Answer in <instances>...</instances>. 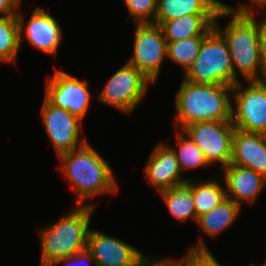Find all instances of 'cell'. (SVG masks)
<instances>
[{
  "label": "cell",
  "instance_id": "25",
  "mask_svg": "<svg viewBox=\"0 0 266 266\" xmlns=\"http://www.w3.org/2000/svg\"><path fill=\"white\" fill-rule=\"evenodd\" d=\"M195 243L190 246L186 256L178 258V266H222L208 249L202 237L198 243Z\"/></svg>",
  "mask_w": 266,
  "mask_h": 266
},
{
  "label": "cell",
  "instance_id": "26",
  "mask_svg": "<svg viewBox=\"0 0 266 266\" xmlns=\"http://www.w3.org/2000/svg\"><path fill=\"white\" fill-rule=\"evenodd\" d=\"M134 24L155 23L157 0H123Z\"/></svg>",
  "mask_w": 266,
  "mask_h": 266
},
{
  "label": "cell",
  "instance_id": "17",
  "mask_svg": "<svg viewBox=\"0 0 266 266\" xmlns=\"http://www.w3.org/2000/svg\"><path fill=\"white\" fill-rule=\"evenodd\" d=\"M218 14H190L169 21H155L160 25L167 42L184 38L205 37L213 28Z\"/></svg>",
  "mask_w": 266,
  "mask_h": 266
},
{
  "label": "cell",
  "instance_id": "18",
  "mask_svg": "<svg viewBox=\"0 0 266 266\" xmlns=\"http://www.w3.org/2000/svg\"><path fill=\"white\" fill-rule=\"evenodd\" d=\"M224 5L219 0H157L155 21H169L190 14H218Z\"/></svg>",
  "mask_w": 266,
  "mask_h": 266
},
{
  "label": "cell",
  "instance_id": "10",
  "mask_svg": "<svg viewBox=\"0 0 266 266\" xmlns=\"http://www.w3.org/2000/svg\"><path fill=\"white\" fill-rule=\"evenodd\" d=\"M89 85L86 79L81 81L68 72L55 69L54 76H47L44 99L83 120L91 102Z\"/></svg>",
  "mask_w": 266,
  "mask_h": 266
},
{
  "label": "cell",
  "instance_id": "31",
  "mask_svg": "<svg viewBox=\"0 0 266 266\" xmlns=\"http://www.w3.org/2000/svg\"><path fill=\"white\" fill-rule=\"evenodd\" d=\"M19 7L13 0H0V17L17 15Z\"/></svg>",
  "mask_w": 266,
  "mask_h": 266
},
{
  "label": "cell",
  "instance_id": "7",
  "mask_svg": "<svg viewBox=\"0 0 266 266\" xmlns=\"http://www.w3.org/2000/svg\"><path fill=\"white\" fill-rule=\"evenodd\" d=\"M247 83L232 87L231 122L236 129L266 135V80Z\"/></svg>",
  "mask_w": 266,
  "mask_h": 266
},
{
  "label": "cell",
  "instance_id": "15",
  "mask_svg": "<svg viewBox=\"0 0 266 266\" xmlns=\"http://www.w3.org/2000/svg\"><path fill=\"white\" fill-rule=\"evenodd\" d=\"M226 198L242 207V203L254 204L266 185V178L252 169L229 164L222 168Z\"/></svg>",
  "mask_w": 266,
  "mask_h": 266
},
{
  "label": "cell",
  "instance_id": "6",
  "mask_svg": "<svg viewBox=\"0 0 266 266\" xmlns=\"http://www.w3.org/2000/svg\"><path fill=\"white\" fill-rule=\"evenodd\" d=\"M151 83L141 71L126 62L109 77L98 99L103 104L131 115L143 101Z\"/></svg>",
  "mask_w": 266,
  "mask_h": 266
},
{
  "label": "cell",
  "instance_id": "27",
  "mask_svg": "<svg viewBox=\"0 0 266 266\" xmlns=\"http://www.w3.org/2000/svg\"><path fill=\"white\" fill-rule=\"evenodd\" d=\"M61 263H65L67 266H83L84 264L90 266L91 263H94L95 265V260L91 257V254L87 250H84L76 255L59 259L53 266L59 265Z\"/></svg>",
  "mask_w": 266,
  "mask_h": 266
},
{
  "label": "cell",
  "instance_id": "32",
  "mask_svg": "<svg viewBox=\"0 0 266 266\" xmlns=\"http://www.w3.org/2000/svg\"><path fill=\"white\" fill-rule=\"evenodd\" d=\"M15 2V4L20 8V6L22 5V1L23 0H13Z\"/></svg>",
  "mask_w": 266,
  "mask_h": 266
},
{
  "label": "cell",
  "instance_id": "28",
  "mask_svg": "<svg viewBox=\"0 0 266 266\" xmlns=\"http://www.w3.org/2000/svg\"><path fill=\"white\" fill-rule=\"evenodd\" d=\"M251 3V4H249ZM249 3L239 4V7L231 6L234 10L244 15H256L255 10H266V0H249ZM255 6V9H254ZM257 7V8H256Z\"/></svg>",
  "mask_w": 266,
  "mask_h": 266
},
{
  "label": "cell",
  "instance_id": "11",
  "mask_svg": "<svg viewBox=\"0 0 266 266\" xmlns=\"http://www.w3.org/2000/svg\"><path fill=\"white\" fill-rule=\"evenodd\" d=\"M42 103L41 120L57 156L87 143L85 138L83 140L79 138L82 125L80 118L49 104L45 99Z\"/></svg>",
  "mask_w": 266,
  "mask_h": 266
},
{
  "label": "cell",
  "instance_id": "9",
  "mask_svg": "<svg viewBox=\"0 0 266 266\" xmlns=\"http://www.w3.org/2000/svg\"><path fill=\"white\" fill-rule=\"evenodd\" d=\"M134 32L133 55L126 62L155 83L167 59V41L162 28L155 23L135 24Z\"/></svg>",
  "mask_w": 266,
  "mask_h": 266
},
{
  "label": "cell",
  "instance_id": "33",
  "mask_svg": "<svg viewBox=\"0 0 266 266\" xmlns=\"http://www.w3.org/2000/svg\"><path fill=\"white\" fill-rule=\"evenodd\" d=\"M264 13V18H262V21H263V24H265L266 25V10L265 11H263Z\"/></svg>",
  "mask_w": 266,
  "mask_h": 266
},
{
  "label": "cell",
  "instance_id": "4",
  "mask_svg": "<svg viewBox=\"0 0 266 266\" xmlns=\"http://www.w3.org/2000/svg\"><path fill=\"white\" fill-rule=\"evenodd\" d=\"M94 208L76 205L57 222L38 230L41 243L40 266H53L59 259L87 249Z\"/></svg>",
  "mask_w": 266,
  "mask_h": 266
},
{
  "label": "cell",
  "instance_id": "22",
  "mask_svg": "<svg viewBox=\"0 0 266 266\" xmlns=\"http://www.w3.org/2000/svg\"><path fill=\"white\" fill-rule=\"evenodd\" d=\"M17 15L0 17V63H16L21 48Z\"/></svg>",
  "mask_w": 266,
  "mask_h": 266
},
{
  "label": "cell",
  "instance_id": "12",
  "mask_svg": "<svg viewBox=\"0 0 266 266\" xmlns=\"http://www.w3.org/2000/svg\"><path fill=\"white\" fill-rule=\"evenodd\" d=\"M31 14L25 25L24 15L18 10L17 21L20 31V43H22L24 31L27 41L34 48L56 57L63 35L60 24L50 13H47L39 6Z\"/></svg>",
  "mask_w": 266,
  "mask_h": 266
},
{
  "label": "cell",
  "instance_id": "24",
  "mask_svg": "<svg viewBox=\"0 0 266 266\" xmlns=\"http://www.w3.org/2000/svg\"><path fill=\"white\" fill-rule=\"evenodd\" d=\"M203 38L192 37L167 42V59L180 65L184 73L197 57Z\"/></svg>",
  "mask_w": 266,
  "mask_h": 266
},
{
  "label": "cell",
  "instance_id": "14",
  "mask_svg": "<svg viewBox=\"0 0 266 266\" xmlns=\"http://www.w3.org/2000/svg\"><path fill=\"white\" fill-rule=\"evenodd\" d=\"M147 182L157 192L185 184L188 179L181 176V170L171 145L163 142L155 145L148 157L144 171Z\"/></svg>",
  "mask_w": 266,
  "mask_h": 266
},
{
  "label": "cell",
  "instance_id": "19",
  "mask_svg": "<svg viewBox=\"0 0 266 266\" xmlns=\"http://www.w3.org/2000/svg\"><path fill=\"white\" fill-rule=\"evenodd\" d=\"M241 208L233 200L225 198L213 210L201 215L197 220V226L202 229L206 236L216 238L235 223L241 213Z\"/></svg>",
  "mask_w": 266,
  "mask_h": 266
},
{
  "label": "cell",
  "instance_id": "8",
  "mask_svg": "<svg viewBox=\"0 0 266 266\" xmlns=\"http://www.w3.org/2000/svg\"><path fill=\"white\" fill-rule=\"evenodd\" d=\"M234 130L231 121L196 122L182 129L202 150L208 163H220V169L231 162Z\"/></svg>",
  "mask_w": 266,
  "mask_h": 266
},
{
  "label": "cell",
  "instance_id": "34",
  "mask_svg": "<svg viewBox=\"0 0 266 266\" xmlns=\"http://www.w3.org/2000/svg\"><path fill=\"white\" fill-rule=\"evenodd\" d=\"M248 266H256V265H254L253 263L251 264H249ZM257 266H265L264 264L263 265H257Z\"/></svg>",
  "mask_w": 266,
  "mask_h": 266
},
{
  "label": "cell",
  "instance_id": "29",
  "mask_svg": "<svg viewBox=\"0 0 266 266\" xmlns=\"http://www.w3.org/2000/svg\"><path fill=\"white\" fill-rule=\"evenodd\" d=\"M159 256L152 259V257L143 256L137 266H178V260L171 258L157 259Z\"/></svg>",
  "mask_w": 266,
  "mask_h": 266
},
{
  "label": "cell",
  "instance_id": "2",
  "mask_svg": "<svg viewBox=\"0 0 266 266\" xmlns=\"http://www.w3.org/2000/svg\"><path fill=\"white\" fill-rule=\"evenodd\" d=\"M230 17L227 26L222 29L219 19ZM255 15H244L225 4L219 11L214 29L225 39L231 58L234 74L242 75L245 82L262 80V64L259 49L261 20Z\"/></svg>",
  "mask_w": 266,
  "mask_h": 266
},
{
  "label": "cell",
  "instance_id": "16",
  "mask_svg": "<svg viewBox=\"0 0 266 266\" xmlns=\"http://www.w3.org/2000/svg\"><path fill=\"white\" fill-rule=\"evenodd\" d=\"M230 164L252 169L266 178V135L235 128Z\"/></svg>",
  "mask_w": 266,
  "mask_h": 266
},
{
  "label": "cell",
  "instance_id": "3",
  "mask_svg": "<svg viewBox=\"0 0 266 266\" xmlns=\"http://www.w3.org/2000/svg\"><path fill=\"white\" fill-rule=\"evenodd\" d=\"M232 86L182 80L175 99L177 129L196 122L231 121Z\"/></svg>",
  "mask_w": 266,
  "mask_h": 266
},
{
  "label": "cell",
  "instance_id": "23",
  "mask_svg": "<svg viewBox=\"0 0 266 266\" xmlns=\"http://www.w3.org/2000/svg\"><path fill=\"white\" fill-rule=\"evenodd\" d=\"M177 146L174 150L181 172L210 166L202 150L182 130H176ZM178 147V148H176Z\"/></svg>",
  "mask_w": 266,
  "mask_h": 266
},
{
  "label": "cell",
  "instance_id": "5",
  "mask_svg": "<svg viewBox=\"0 0 266 266\" xmlns=\"http://www.w3.org/2000/svg\"><path fill=\"white\" fill-rule=\"evenodd\" d=\"M186 81L234 86L235 74L225 39L213 28L202 40L193 63L184 72Z\"/></svg>",
  "mask_w": 266,
  "mask_h": 266
},
{
  "label": "cell",
  "instance_id": "30",
  "mask_svg": "<svg viewBox=\"0 0 266 266\" xmlns=\"http://www.w3.org/2000/svg\"><path fill=\"white\" fill-rule=\"evenodd\" d=\"M259 49L262 64V80H266V25L261 19V28L259 34Z\"/></svg>",
  "mask_w": 266,
  "mask_h": 266
},
{
  "label": "cell",
  "instance_id": "20",
  "mask_svg": "<svg viewBox=\"0 0 266 266\" xmlns=\"http://www.w3.org/2000/svg\"><path fill=\"white\" fill-rule=\"evenodd\" d=\"M170 215L180 222L188 219L196 221L197 215L192 196V179L180 186L165 189L159 192Z\"/></svg>",
  "mask_w": 266,
  "mask_h": 266
},
{
  "label": "cell",
  "instance_id": "21",
  "mask_svg": "<svg viewBox=\"0 0 266 266\" xmlns=\"http://www.w3.org/2000/svg\"><path fill=\"white\" fill-rule=\"evenodd\" d=\"M218 178V179H217ZM208 180H192V196L198 218L213 210L226 198V191L221 186L219 177Z\"/></svg>",
  "mask_w": 266,
  "mask_h": 266
},
{
  "label": "cell",
  "instance_id": "13",
  "mask_svg": "<svg viewBox=\"0 0 266 266\" xmlns=\"http://www.w3.org/2000/svg\"><path fill=\"white\" fill-rule=\"evenodd\" d=\"M86 250L95 260V266H137L145 255L133 245L92 228Z\"/></svg>",
  "mask_w": 266,
  "mask_h": 266
},
{
  "label": "cell",
  "instance_id": "1",
  "mask_svg": "<svg viewBox=\"0 0 266 266\" xmlns=\"http://www.w3.org/2000/svg\"><path fill=\"white\" fill-rule=\"evenodd\" d=\"M57 157L61 165L59 169L76 191V205L96 207L87 200L119 191L114 169L89 142Z\"/></svg>",
  "mask_w": 266,
  "mask_h": 266
}]
</instances>
